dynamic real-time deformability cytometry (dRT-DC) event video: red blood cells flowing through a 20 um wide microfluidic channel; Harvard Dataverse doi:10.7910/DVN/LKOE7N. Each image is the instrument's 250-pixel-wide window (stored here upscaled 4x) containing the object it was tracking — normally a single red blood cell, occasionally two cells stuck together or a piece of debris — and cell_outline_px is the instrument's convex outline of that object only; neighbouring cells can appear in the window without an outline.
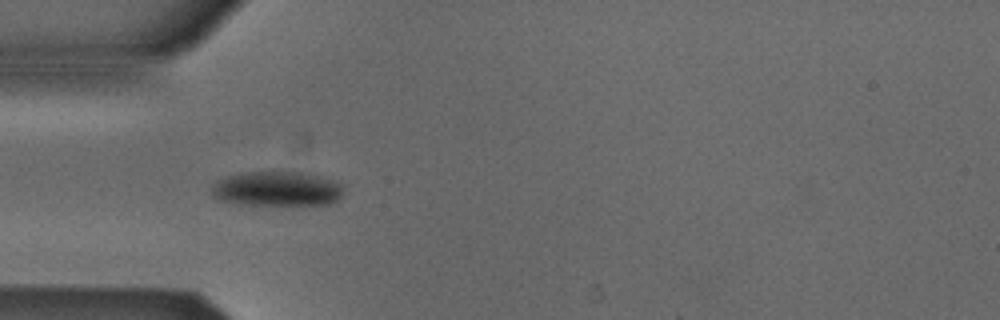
{"species": "Egyptian fruit bat (a non-hibernating species)", "species_latin": "Rousettus aegyptiacus", "temperature_condition": "cold", "stored_images_in_passage": 23, "camera_frame_rate_fps": 3000, "um_per_image_px": 0.085, "animal": {"sex": "male"}, "frame": {"image": 1, "passage_image": 4, "time_ms": 1.0, "image_size_px": [1000, 320], "cell_outline_px": [[340, 196], [336, 200], [328, 204], [240, 204], [216, 200], [212, 196], [212, 188], [220, 180], [228, 176], [240, 172], [300, 172], [320, 176], [332, 180], [340, 184]], "centroid_in_image_um": [23.48, 16.04], "position_along_channel_um": 61.5, "area_um2": 26.18}}
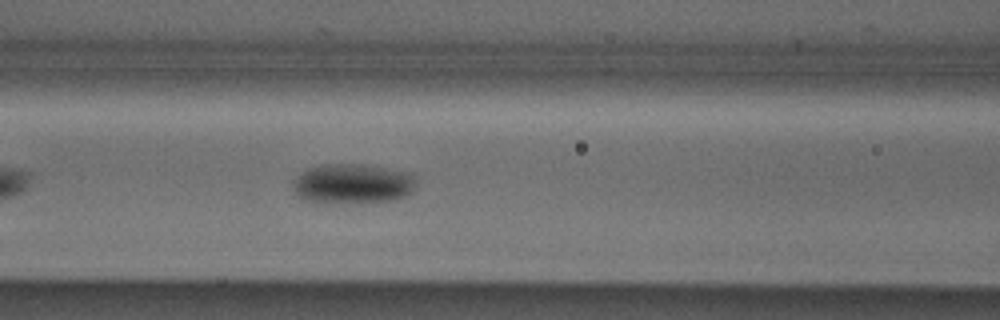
{"frame": {"image": 2, "passage_image": 10, "time_ms": 3.0, "image_size_px": [1000, 320], "cell_outline_px": [[416, 184], [412, 192], [408, 196], [396, 200], [308, 200], [300, 196], [296, 192], [292, 184], [292, 180], [300, 172], [308, 168], [324, 164], [364, 164], [412, 172], [416, 176]], "centroid_in_image_um": [30.06, 15.54], "position_along_channel_um": 136.5, "area_um2": 27.98}}
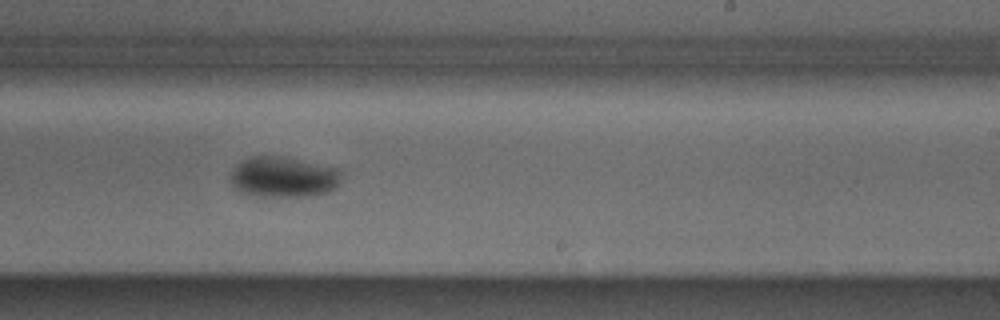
{"frame": {"image": 3, "passage_image": 20, "time_ms": 6.333, "image_size_px": [1000, 320], "cell_outline_px": [[340, 180], [336, 188], [328, 192], [312, 196], [260, 196], [244, 192], [236, 188], [232, 184], [232, 172], [236, 164], [240, 160], [248, 156], [284, 156], [340, 168]], "centroid_in_image_um": [24.13, 15.02], "position_along_channel_um": 264.9, "area_um2": 26.36}}